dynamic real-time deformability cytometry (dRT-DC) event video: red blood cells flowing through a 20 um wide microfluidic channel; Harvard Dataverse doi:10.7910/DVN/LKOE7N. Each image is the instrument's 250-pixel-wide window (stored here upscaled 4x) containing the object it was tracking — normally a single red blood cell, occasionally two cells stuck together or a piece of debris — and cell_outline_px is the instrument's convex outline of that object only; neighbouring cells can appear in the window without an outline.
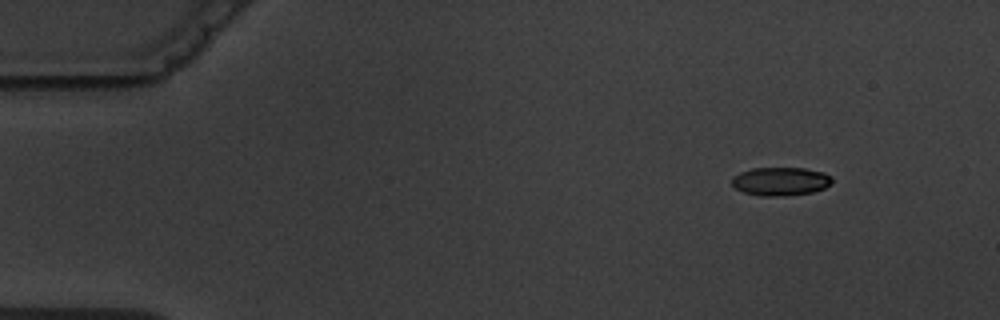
{"species": "common noctule bat (a hibernating species)", "species_latin": "Nyctalus noctula", "temperature_condition": "warm", "stored_images_in_passage": 4, "camera_frame_rate_fps": 3000, "um_per_image_px": 0.085, "animal": {"sex": "male", "body_mass_g": 19.5, "forearm_length_mm": 54.6}, "frame": {"image": 1, "passage_image": 1, "time_ms": 0.0, "image_size_px": [1000, 320], "cell_outline_px": [[832, 180], [824, 188], [812, 192], [784, 196], [760, 196], [744, 192], [736, 188], [732, 184], [732, 176], [740, 172], [752, 168], [804, 168], [824, 172], [832, 176]], "centroid_in_image_um": [66.33, 15.41], "position_along_channel_um": 18.7, "area_um2": 16.59}}
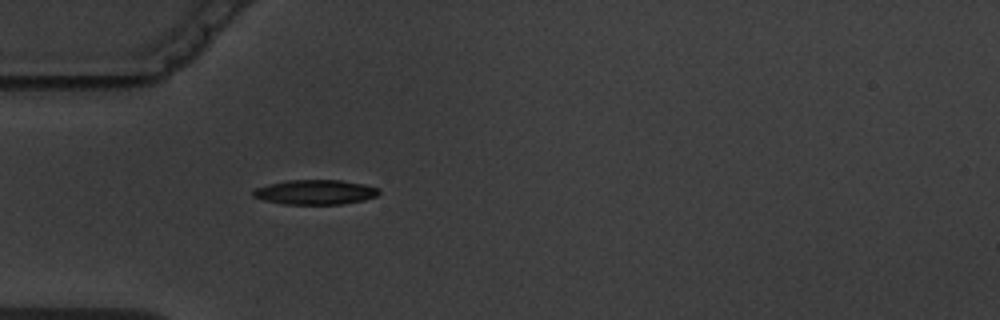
{"frame": {"image": 2, "passage_image": 4, "time_ms": 3.667, "image_size_px": [1000, 320], "cell_outline_px": [[380, 192], [376, 196], [364, 200], [344, 204], [284, 204], [264, 200], [252, 196], [252, 192], [256, 188], [268, 184], [288, 180], [340, 180], [364, 184], [380, 188]], "centroid_in_image_um": [26.81, 16.33], "position_along_channel_um": 58.2, "area_um2": 18.15}}